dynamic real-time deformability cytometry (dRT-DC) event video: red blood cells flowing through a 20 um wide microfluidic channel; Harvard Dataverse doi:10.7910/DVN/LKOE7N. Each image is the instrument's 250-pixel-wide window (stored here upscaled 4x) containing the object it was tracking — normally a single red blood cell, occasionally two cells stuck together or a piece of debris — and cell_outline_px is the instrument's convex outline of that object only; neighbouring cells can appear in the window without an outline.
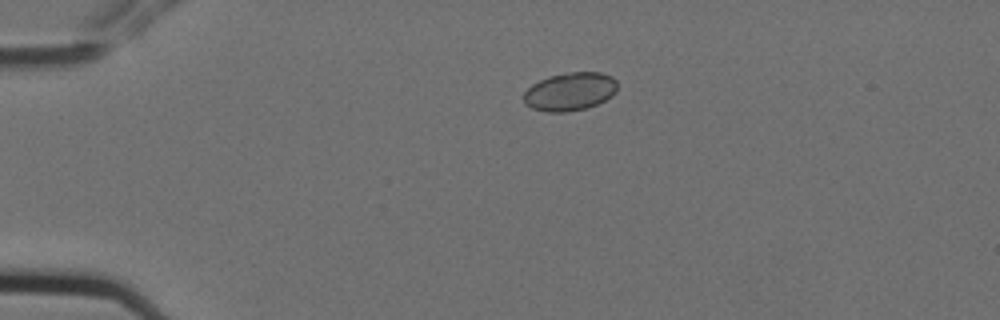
{"species": "Egyptian fruit bat (a non-hibernating species)", "species_latin": "Rousettus aegyptiacus", "temperature_condition": "cold", "stored_images_in_passage": 4, "camera_frame_rate_fps": 3000, "um_per_image_px": 0.085, "animal": {"sex": "female"}, "frame": {"image": 1, "passage_image": 3, "time_ms": 0.667, "image_size_px": [1000, 320], "cell_outline_px": [[616, 92], [612, 96], [588, 108], [568, 112], [548, 112], [532, 108], [524, 104], [524, 92], [532, 84], [548, 76], [568, 72], [604, 72], [612, 76], [616, 80]], "centroid_in_image_um": [48.45, 7.78], "position_along_channel_um": 36.5, "area_um2": 21.04}}